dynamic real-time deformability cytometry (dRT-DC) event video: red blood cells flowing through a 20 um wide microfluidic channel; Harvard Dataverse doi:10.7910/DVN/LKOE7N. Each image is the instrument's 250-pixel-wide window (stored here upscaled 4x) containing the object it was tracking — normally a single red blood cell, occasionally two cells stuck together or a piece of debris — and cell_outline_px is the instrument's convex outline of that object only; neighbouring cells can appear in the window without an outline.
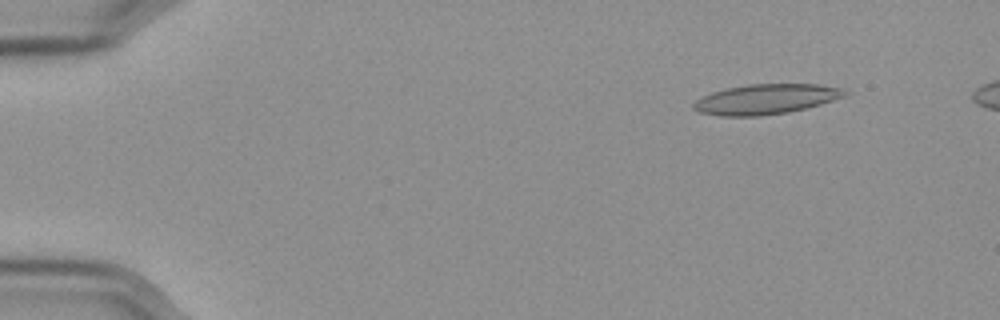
{"species": "Egyptian fruit bat (a non-hibernating species)", "species_latin": "Rousettus aegyptiacus", "temperature_condition": "cold", "stored_images_in_passage": 58, "camera_frame_rate_fps": 3000, "um_per_image_px": 0.085, "frame": {"image": 1, "passage_image": 7, "time_ms": 2.0, "image_size_px": [1000, 320], "cell_outline_px": [[848, 92], [844, 96], [820, 104], [788, 112], [760, 116], [720, 116], [700, 112], [692, 108], [692, 104], [696, 100], [712, 92], [728, 88], [748, 84], [820, 84], [844, 88]], "centroid_in_image_um": [65.1, 8.42], "position_along_channel_um": 19.9, "area_um2": 26.36}}
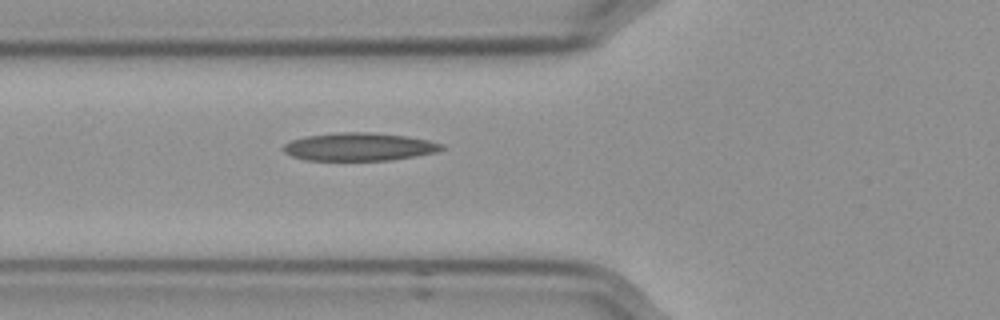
{"frame": {"image": 2, "passage_image": 22, "time_ms": 7.0, "image_size_px": [1000, 320], "cell_outline_px": [[444, 148], [436, 152], [416, 156], [388, 160], [304, 160], [292, 156], [284, 152], [280, 148], [284, 144], [292, 140], [304, 136], [340, 132], [368, 132], [408, 136], [428, 140], [444, 144]], "centroid_in_image_um": [30.5, 12.47], "position_along_channel_um": 95.3, "area_um2": 25.89}}
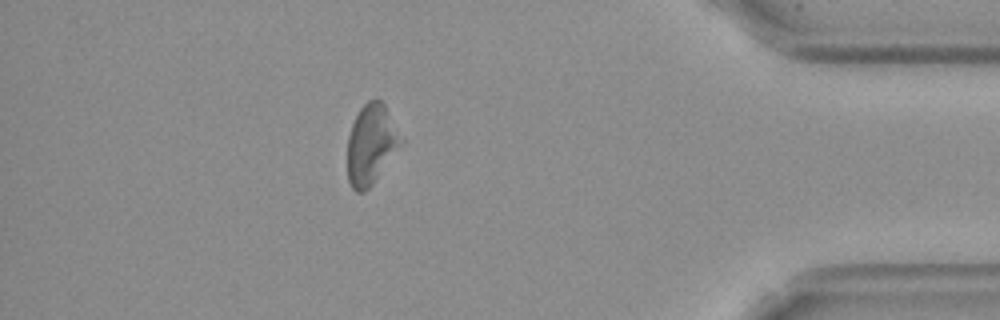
{"frame": {"image": 3, "passage_image": 51, "time_ms": 16.667, "image_size_px": [1000, 320], "cell_outline_px": [[404, 140], [372, 184], [364, 192], [356, 192], [352, 188], [348, 180], [348, 136], [352, 124], [360, 108], [368, 100], [376, 96], [384, 104]], "centroid_in_image_um": [31.54, 12.24], "position_along_channel_um": 403.7, "area_um2": 24.68}}